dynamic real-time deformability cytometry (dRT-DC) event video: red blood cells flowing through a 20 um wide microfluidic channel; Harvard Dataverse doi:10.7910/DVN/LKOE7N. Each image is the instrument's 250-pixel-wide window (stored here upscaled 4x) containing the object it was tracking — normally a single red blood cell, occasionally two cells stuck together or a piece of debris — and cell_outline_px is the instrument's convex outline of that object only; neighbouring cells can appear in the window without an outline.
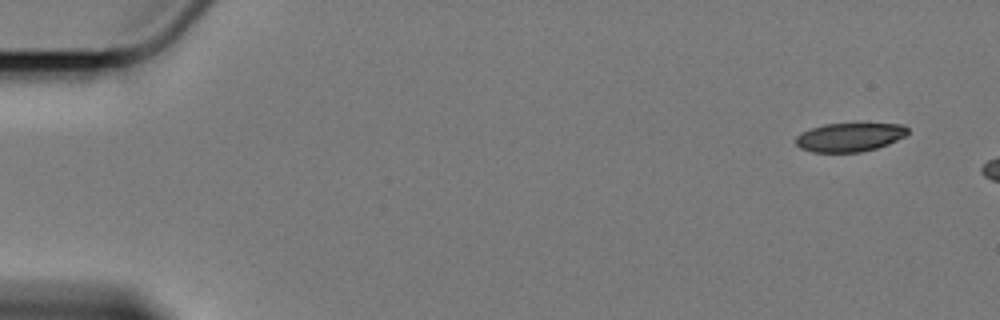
{"species": "Egyptian fruit bat (a non-hibernating species)", "species_latin": "Rousettus aegyptiacus", "temperature_condition": "cold", "stored_images_in_passage": 3, "camera_frame_rate_fps": 3000, "um_per_image_px": 0.085, "animal": {"sex": "female"}, "frame": {"image": 1, "passage_image": 1, "time_ms": 0.0, "image_size_px": [1000, 320], "cell_outline_px": [[908, 132], [904, 136], [888, 144], [876, 148], [860, 152], [812, 152], [800, 148], [796, 144], [796, 136], [800, 132], [824, 124], [904, 124], [908, 128]], "centroid_in_image_um": [72.19, 11.66], "position_along_channel_um": 12.8, "area_um2": 18.61}}